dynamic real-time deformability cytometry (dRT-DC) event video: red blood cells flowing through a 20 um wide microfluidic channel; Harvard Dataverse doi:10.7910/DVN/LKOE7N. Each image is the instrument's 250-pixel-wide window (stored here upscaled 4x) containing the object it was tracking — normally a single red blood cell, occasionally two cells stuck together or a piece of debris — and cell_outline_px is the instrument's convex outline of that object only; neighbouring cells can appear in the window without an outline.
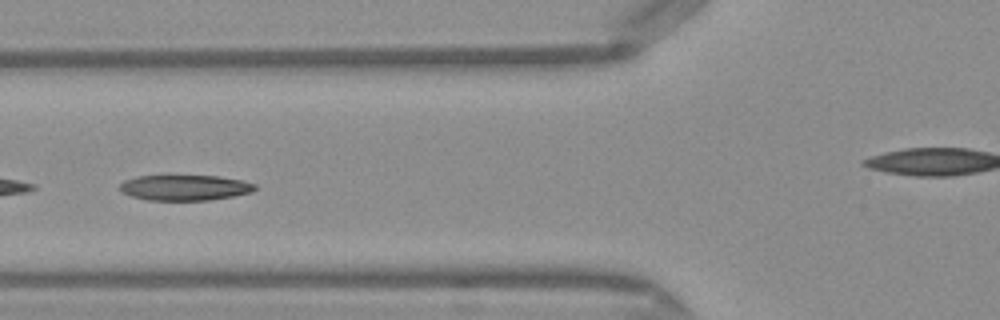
{"species": "Egyptian fruit bat (a non-hibernating species)", "species_latin": "Rousettus aegyptiacus", "temperature_condition": "warm", "stored_images_in_passage": 38, "camera_frame_rate_fps": 3000, "um_per_image_px": 0.085, "frame": {"image": 1, "passage_image": 7, "time_ms": 2.0, "image_size_px": [1000, 320], "cell_outline_px": [[256, 188], [252, 192], [232, 196], [208, 200], [148, 200], [132, 196], [124, 192], [120, 188], [120, 184], [124, 180], [136, 176], [220, 176], [240, 180], [256, 184]], "centroid_in_image_um": [15.72, 15.94], "position_along_channel_um": 110.1, "area_um2": 19.88}}
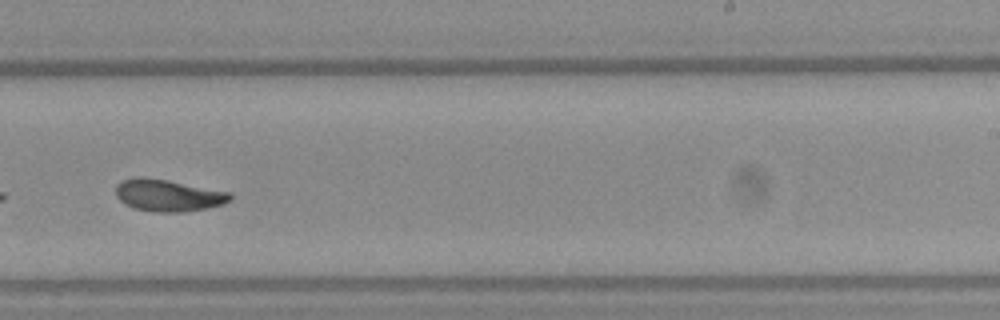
{"frame": {"image": 2, "passage_image": 19, "time_ms": 6.0, "image_size_px": [1000, 320], "cell_outline_px": [[232, 200], [224, 204], [184, 212], [156, 212], [136, 208], [124, 204], [116, 196], [116, 184], [120, 180], [136, 176], [140, 176], [164, 180], [228, 192], [232, 196]], "centroid_in_image_um": [14.24, 16.6], "position_along_channel_um": 274.8, "area_um2": 21.04}}
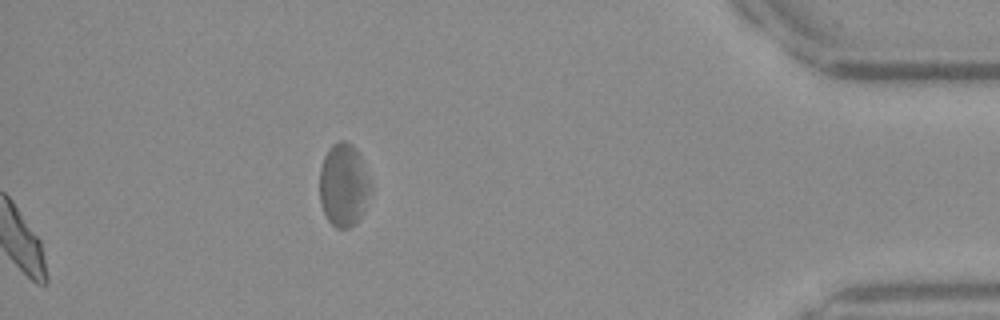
{"frame": {"image": 3, "passage_image": 38, "time_ms": 12.333, "image_size_px": [1000, 320], "cell_outline_px": [[372, 188], [360, 216], [348, 228], [336, 228], [328, 220], [324, 212], [320, 200], [320, 168], [324, 156], [328, 148], [332, 144], [340, 140], [344, 140], [352, 144], [356, 148], [360, 156], [372, 184]], "centroid_in_image_um": [29.2, 15.68], "position_along_channel_um": 406.0, "area_um2": 24.57}, "authors_computed_cell_mechanics": {"area_um2": 20.9236, "velocity_mm_per_s": 4.1266, "shape_relaxation_time_tau1_ms": 6.9656, "shape_relaxation_time_tau2_ms": 2.2436, "deformation_change_tau1": 0.1979, "deformation_change_tau2": 0.0818}}